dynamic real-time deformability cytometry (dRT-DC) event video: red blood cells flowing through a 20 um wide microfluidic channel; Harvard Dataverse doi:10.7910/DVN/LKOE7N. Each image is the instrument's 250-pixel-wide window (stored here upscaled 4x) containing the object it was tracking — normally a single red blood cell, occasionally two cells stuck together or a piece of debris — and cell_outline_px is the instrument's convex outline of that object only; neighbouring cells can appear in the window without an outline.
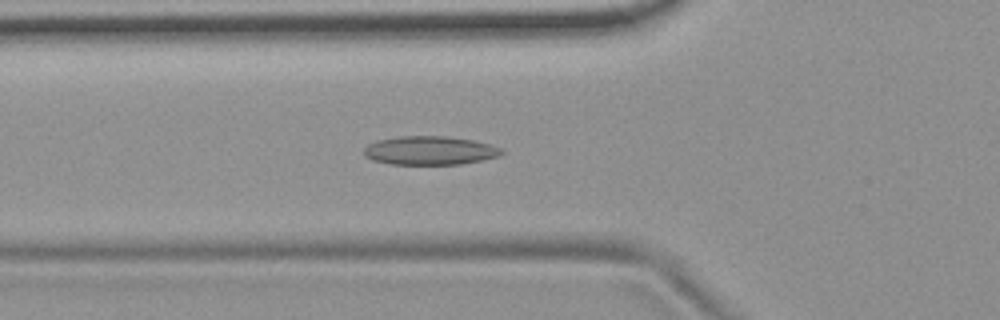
{"species": "common noctule bat (a hibernating species)", "species_latin": "Nyctalus noctula", "temperature_condition": "room temperature", "stored_images_in_passage": 42, "camera_frame_rate_fps": 3000, "um_per_image_px": 0.085, "animal": {"sex": "female", "body_mass_g": 19.9}, "frame": {"image": 1, "passage_image": 14, "time_ms": 4.333, "image_size_px": [1000, 320], "cell_outline_px": [[504, 152], [500, 156], [460, 164], [392, 164], [372, 160], [364, 156], [364, 148], [368, 144], [376, 140], [400, 136], [444, 136], [472, 140], [488, 144], [500, 148]], "centroid_in_image_um": [36.49, 12.79], "position_along_channel_um": 89.3, "area_um2": 22.89}}
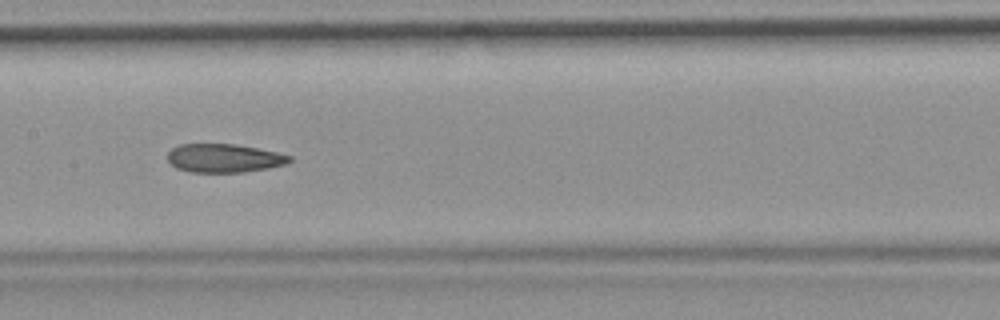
{"frame": {"image": 2, "passage_image": 22, "time_ms": 7.0, "image_size_px": [1000, 320], "cell_outline_px": [[292, 160], [284, 164], [268, 168], [244, 172], [188, 172], [176, 168], [168, 160], [168, 152], [172, 148], [180, 144], [236, 144], [276, 152], [292, 156]], "centroid_in_image_um": [19.03, 13.44], "position_along_channel_um": 188.4, "area_um2": 20.23}}
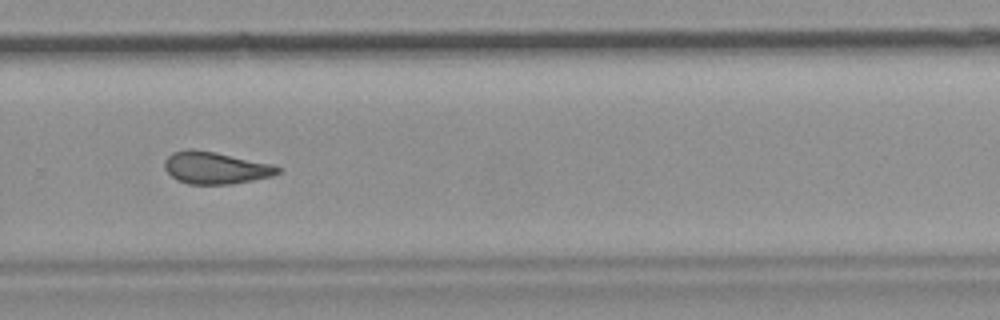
{"frame": {"image": 3, "passage_image": 32, "time_ms": 10.333, "image_size_px": [1000, 320], "cell_outline_px": [[280, 172], [272, 176], [232, 184], [188, 184], [176, 180], [164, 168], [164, 160], [172, 152], [188, 148], [192, 148], [216, 152], [272, 164], [280, 168]], "centroid_in_image_um": [18.28, 14.26], "position_along_channel_um": 311.5, "area_um2": 21.27}, "authors_computed_cell_mechanics": {"area_um2": 21.4149, "velocity_mm_per_s": 3.7061, "shape_relaxation_time_tau1_ms": null, "shape_relaxation_time_tau2_ms": 4.0142, "deformation_change_tau1": null, "deformation_change_tau2": 0.1211}}